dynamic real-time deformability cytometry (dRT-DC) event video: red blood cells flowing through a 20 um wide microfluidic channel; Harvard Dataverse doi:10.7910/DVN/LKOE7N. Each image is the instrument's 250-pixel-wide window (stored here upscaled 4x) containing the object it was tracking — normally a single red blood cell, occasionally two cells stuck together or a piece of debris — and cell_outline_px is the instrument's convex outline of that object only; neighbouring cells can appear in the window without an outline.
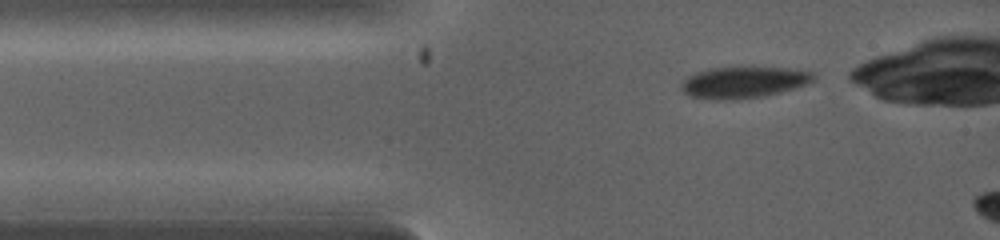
{"species": "common noctule bat (a hibernating species)", "species_latin": "Nyctalus noctula", "temperature_condition": "warm", "stored_images_in_passage": 6, "camera_frame_rate_fps": 5000, "um_per_image_px": 0.085, "animal": {"sex": "female", "body_mass_g": 19.0, "forearm_length_mm": 53.3}, "frame": {"image": 1, "passage_image": 1, "time_ms": 0.0, "image_size_px": [1000, 240], "cell_outline_px": [[812, 80], [804, 84], [780, 92], [760, 96], [732, 100], [716, 100], [688, 96], [684, 92], [684, 80], [688, 76], [700, 72], [716, 68], [784, 68], [808, 72], [812, 76]], "centroid_in_image_um": [63.14, 7.02], "position_along_channel_um": 21.9, "area_um2": 23.06}}
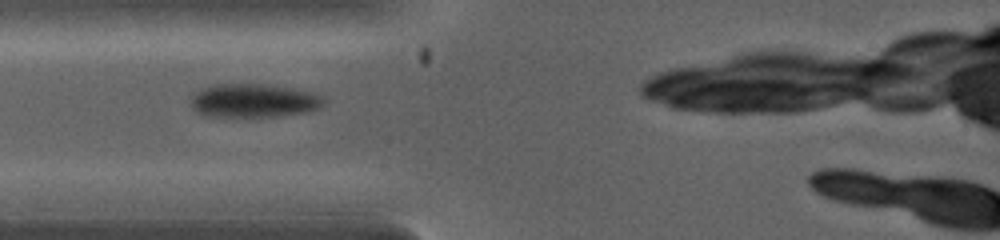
{"frame": {"image": 2, "passage_image": 4, "time_ms": 1.2, "image_size_px": [1000, 240], "cell_outline_px": [[324, 100], [316, 108], [308, 112], [280, 116], [204, 116], [196, 112], [192, 108], [192, 96], [196, 92], [204, 88], [216, 84], [260, 84], [292, 88], [308, 92], [320, 96]], "centroid_in_image_um": [21.5, 8.56], "position_along_channel_um": 63.5, "area_um2": 25.55}}
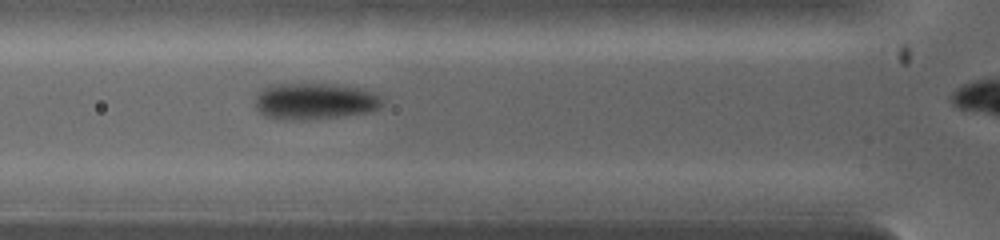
{"frame": {"image": 3, "passage_image": 6, "time_ms": 1.8, "image_size_px": [1000, 240], "cell_outline_px": [[384, 104], [380, 108], [364, 112], [336, 116], [304, 120], [284, 120], [264, 116], [256, 108], [256, 92], [268, 84], [332, 84], [356, 88], [380, 96]], "centroid_in_image_um": [26.66, 8.6], "position_along_channel_um": 99.1, "area_um2": 26.76}}